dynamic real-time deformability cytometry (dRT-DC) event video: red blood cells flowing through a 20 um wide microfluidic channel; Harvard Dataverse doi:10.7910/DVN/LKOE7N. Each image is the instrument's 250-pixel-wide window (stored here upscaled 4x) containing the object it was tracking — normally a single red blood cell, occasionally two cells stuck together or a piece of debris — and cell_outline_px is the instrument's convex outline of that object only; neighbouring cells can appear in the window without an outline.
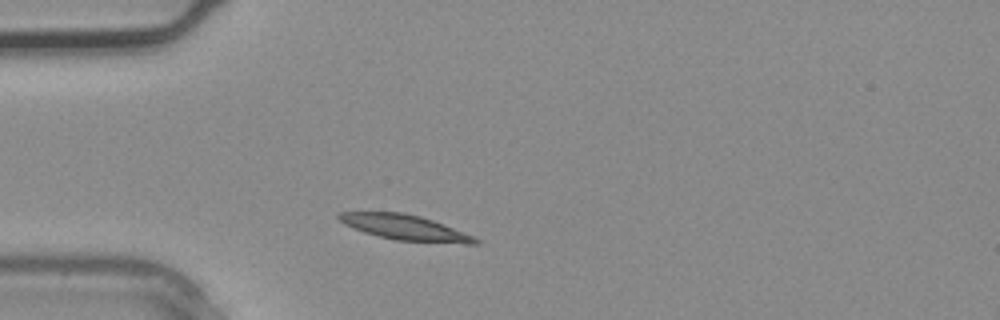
{"species": "common noctule bat (a hibernating species)", "species_latin": "Nyctalus noctula", "temperature_condition": "warm", "stored_images_in_passage": 1, "camera_frame_rate_fps": 3000, "um_per_image_px": 0.085, "animal": {"sex": "male", "body_mass_g": 20.4}, "frame": {"image": 1, "passage_image": 1, "time_ms": 0.0, "image_size_px": [1000, 320], "cell_outline_px": [[480, 244], [464, 244], [396, 240], [364, 232], [352, 228], [344, 224], [336, 216], [336, 212], [404, 212], [420, 216], [432, 220], [472, 236], [480, 240]], "centroid_in_image_um": [34.39, 19.33], "position_along_channel_um": 50.6, "area_um2": 19.94}}